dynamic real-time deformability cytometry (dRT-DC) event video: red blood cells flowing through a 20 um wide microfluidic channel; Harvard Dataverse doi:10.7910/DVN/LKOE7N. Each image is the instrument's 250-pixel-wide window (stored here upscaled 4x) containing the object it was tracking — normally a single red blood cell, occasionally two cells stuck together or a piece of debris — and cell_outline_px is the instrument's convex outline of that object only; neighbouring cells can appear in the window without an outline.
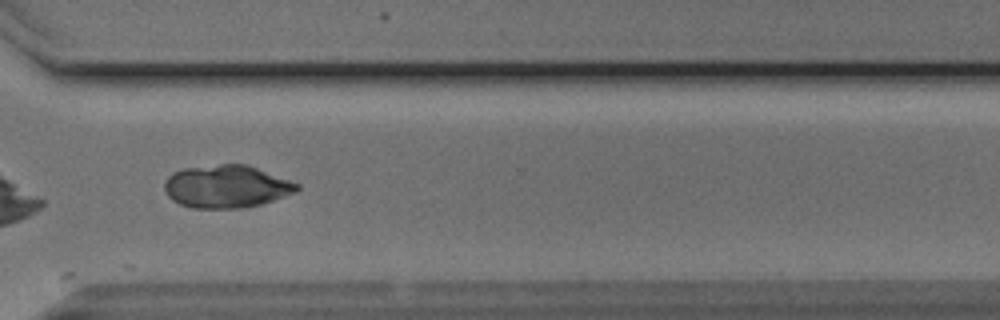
{"species": "Egyptian fruit bat (a non-hibernating species)", "species_latin": "Rousettus aegyptiacus", "temperature_condition": "cold", "stored_images_in_passage": 15, "segment_of_instrument_passage": [1, 2], "camera_frame_rate_fps": 3000, "um_per_image_px": 0.085, "animal": {"sex": "male"}, "frame": {"image": 1, "passage_image": 10, "time_ms": 3.0, "image_size_px": [1000, 320], "cell_outline_px": [[300, 188], [296, 192], [260, 204], [240, 208], [192, 208], [180, 204], [172, 200], [168, 196], [164, 188], [164, 184], [168, 176], [172, 172], [184, 168], [220, 164], [248, 164], [300, 184]], "centroid_in_image_um": [19.24, 15.84], "position_along_channel_um": 351.4, "area_um2": 33.0}}
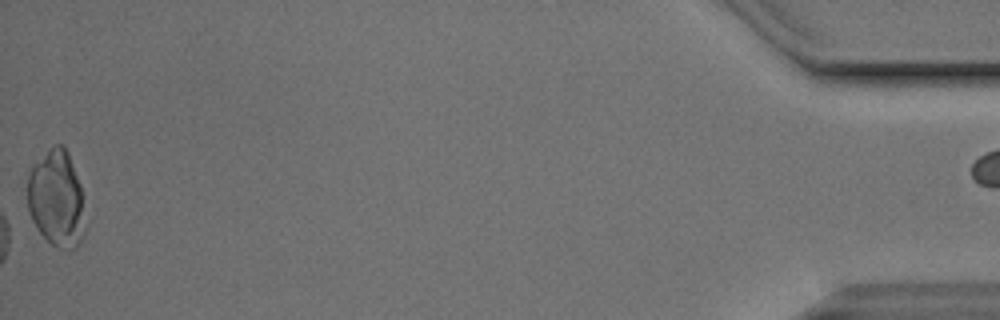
{"frame": {"image": 2, "passage_image": 14, "time_ms": 4.333, "image_size_px": [1000, 320], "cell_outline_px": [[84, 236], [80, 244], [76, 248], [56, 248], [36, 228], [28, 212], [28, 176], [32, 168], [52, 144], [64, 144], [68, 152], [80, 184], [84, 232]], "centroid_in_image_um": [4.79, 16.89], "position_along_channel_um": 430.4, "area_um2": 32.14}}